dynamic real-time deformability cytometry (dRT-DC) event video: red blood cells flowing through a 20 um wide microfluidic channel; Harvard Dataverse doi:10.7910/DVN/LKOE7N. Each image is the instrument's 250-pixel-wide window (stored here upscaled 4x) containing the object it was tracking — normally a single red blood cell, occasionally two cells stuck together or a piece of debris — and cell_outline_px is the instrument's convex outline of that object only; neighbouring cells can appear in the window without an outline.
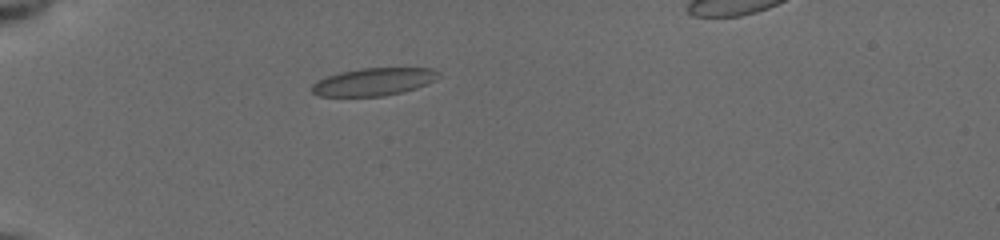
{"species": "common noctule bat (a hibernating species)", "species_latin": "Nyctalus noctula", "temperature_condition": "cold", "stored_images_in_passage": 9, "camera_frame_rate_fps": 3000, "um_per_image_px": 0.085, "animal": {"sex": "female", "body_mass_g": 19.5, "forearm_length_mm": 54.1}, "frame": {"image": 1, "passage_image": 1, "time_ms": 0.0, "image_size_px": [1000, 240], "cell_outline_px": [[440, 76], [428, 84], [404, 92], [384, 96], [320, 96], [312, 92], [312, 84], [328, 76], [340, 72], [364, 68], [432, 68], [440, 72]], "centroid_in_image_um": [31.81, 6.95], "position_along_channel_um": 53.2, "area_um2": 20.35}}
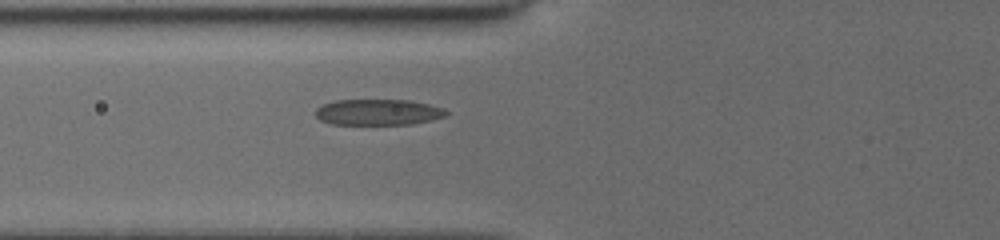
{"frame": {"image": 2, "passage_image": 7, "time_ms": 1.667, "image_size_px": [1000, 240], "cell_outline_px": [[448, 112], [444, 116], [432, 120], [412, 124], [332, 124], [320, 120], [316, 116], [316, 108], [324, 104], [336, 100], [408, 100], [428, 104], [444, 108]], "centroid_in_image_um": [32.14, 9.53], "position_along_channel_um": 93.7, "area_um2": 19.65}}